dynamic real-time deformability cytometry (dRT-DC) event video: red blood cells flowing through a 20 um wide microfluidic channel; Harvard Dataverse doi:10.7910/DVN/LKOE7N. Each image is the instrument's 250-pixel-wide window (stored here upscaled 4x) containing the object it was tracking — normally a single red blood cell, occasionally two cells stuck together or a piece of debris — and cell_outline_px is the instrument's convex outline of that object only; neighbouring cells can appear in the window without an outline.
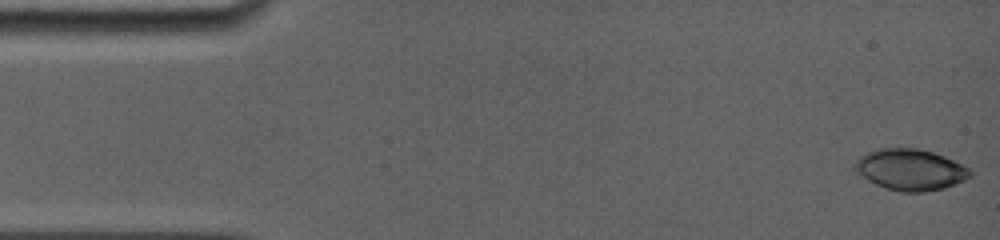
{"species": "common noctule bat (a hibernating species)", "species_latin": "Nyctalus noctula", "temperature_condition": "room temperature", "stored_images_in_passage": 62, "camera_frame_rate_fps": 5000, "um_per_image_px": 0.085, "animal": {"sex": "female", "body_mass_g": 19.0, "forearm_length_mm": 56.7}, "frame": {"image": 1, "passage_image": 1, "time_ms": 0.0, "image_size_px": [1000, 240], "cell_outline_px": [[972, 176], [964, 180], [944, 188], [924, 192], [900, 192], [876, 184], [868, 180], [856, 172], [856, 160], [860, 156], [868, 152], [880, 148], [916, 148], [932, 152], [944, 156], [968, 168], [972, 172]], "centroid_in_image_um": [77.39, 14.42], "position_along_channel_um": 7.6, "area_um2": 27.34}}
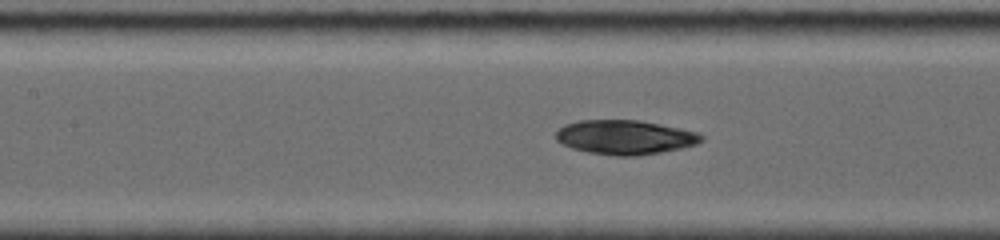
{"frame": {"image": 2, "passage_image": 27, "time_ms": 7.0, "image_size_px": [1000, 240], "cell_outline_px": [[704, 140], [696, 144], [680, 148], [660, 152], [632, 156], [620, 156], [588, 152], [572, 148], [556, 140], [556, 132], [564, 124], [580, 120], [636, 120], [660, 124], [680, 128], [696, 132], [704, 136]], "centroid_in_image_um": [53.12, 11.66], "position_along_channel_um": 154.3, "area_um2": 28.84}}
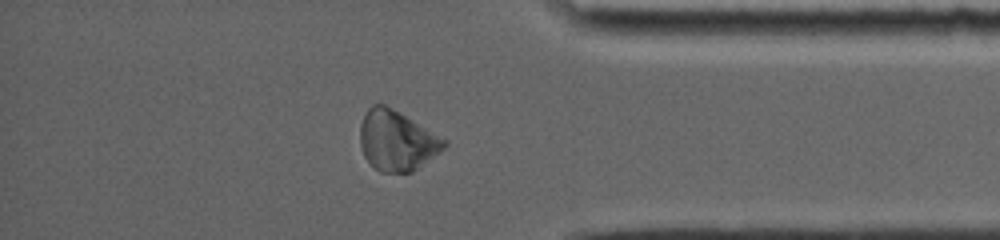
{"frame": {"image": 3, "passage_image": 53, "time_ms": 13.6, "image_size_px": [1000, 240], "cell_outline_px": [[448, 144], [440, 152], [412, 172], [380, 172], [364, 156], [360, 144], [360, 124], [368, 108], [372, 104], [384, 104], [448, 140]], "centroid_in_image_um": [33.73, 11.95], "position_along_channel_um": 401.5, "area_um2": 29.19}, "authors_computed_cell_mechanics": {"area_um2": 29.0445, "velocity_mm_per_s": 3.8422, "shape_relaxation_time_tau1_ms": 4.1085, "shape_relaxation_time_tau2_ms": 5.8131, "deformation_change_tau1": 0.1101, "deformation_change_tau2": 0.1186}}